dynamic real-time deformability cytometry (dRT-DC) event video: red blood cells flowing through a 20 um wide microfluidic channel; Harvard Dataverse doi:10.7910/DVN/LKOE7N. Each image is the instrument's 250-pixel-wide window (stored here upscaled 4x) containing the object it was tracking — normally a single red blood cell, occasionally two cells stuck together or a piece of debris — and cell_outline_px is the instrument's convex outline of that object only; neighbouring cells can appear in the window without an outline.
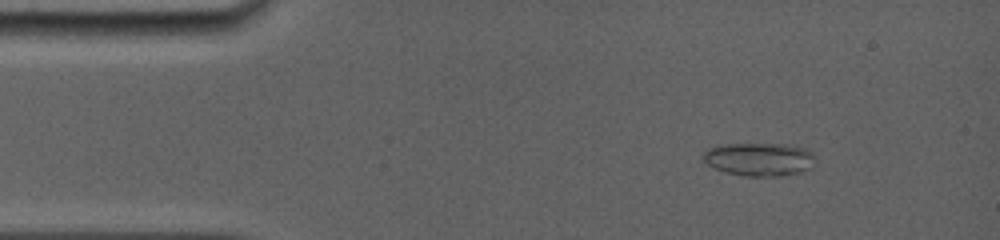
{"species": "common noctule bat (a hibernating species)", "species_latin": "Nyctalus noctula", "temperature_condition": "room temperature", "stored_images_in_passage": 30, "camera_frame_rate_fps": 5000, "um_per_image_px": 0.085, "animal": {"sex": "female", "body_mass_g": 19.0, "forearm_length_mm": 56.7}, "frame": {"image": 1, "passage_image": 6, "time_ms": 1.8, "image_size_px": [1000, 240], "cell_outline_px": [[812, 168], [800, 172], [780, 176], [744, 176], [724, 172], [700, 160], [700, 156], [708, 148], [716, 144], [788, 144], [804, 148], [812, 152]], "centroid_in_image_um": [64.46, 13.53], "position_along_channel_um": 20.5, "area_um2": 21.91}}
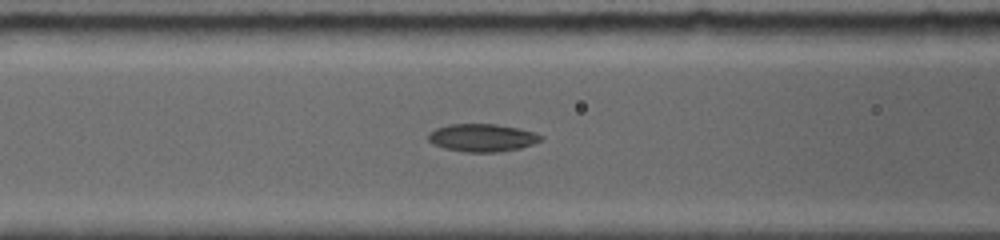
{"frame": {"image": 2, "passage_image": 19, "time_ms": 6.2, "image_size_px": [1000, 240], "cell_outline_px": [[544, 136], [540, 140], [532, 144], [520, 148], [500, 152], [464, 152], [444, 148], [432, 144], [428, 140], [428, 132], [436, 128], [448, 124], [496, 124], [520, 128], [536, 132]], "centroid_in_image_um": [40.98, 11.7], "position_along_channel_um": 125.6, "area_um2": 18.44}}
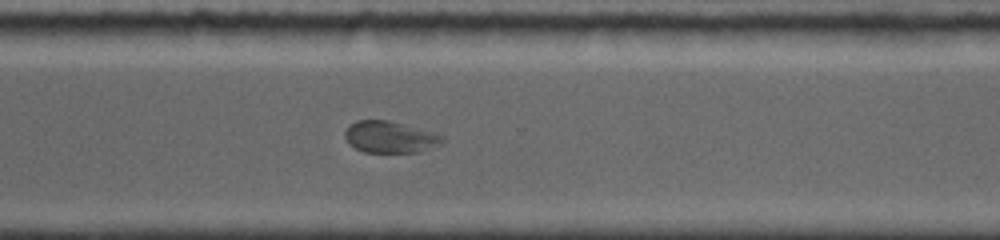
{"frame": {"image": 3, "passage_image": 30, "time_ms": 11.6, "image_size_px": [1000, 240], "cell_outline_px": [[444, 140], [440, 144], [416, 152], [364, 152], [348, 144], [344, 136], [344, 132], [356, 120], [388, 120], [436, 132], [444, 136]], "centroid_in_image_um": [33.15, 11.64], "position_along_channel_um": 337.5, "area_um2": 17.92}}